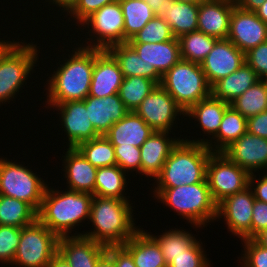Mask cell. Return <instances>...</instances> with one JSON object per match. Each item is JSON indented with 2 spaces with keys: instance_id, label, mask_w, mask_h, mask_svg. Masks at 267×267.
<instances>
[{
  "instance_id": "6da1fadb",
  "label": "cell",
  "mask_w": 267,
  "mask_h": 267,
  "mask_svg": "<svg viewBox=\"0 0 267 267\" xmlns=\"http://www.w3.org/2000/svg\"><path fill=\"white\" fill-rule=\"evenodd\" d=\"M79 43H74L77 47H71L74 50L66 54L67 58L64 54L60 56L64 58L63 61L57 62V67L55 66L53 73H50L44 89L47 90L46 105L82 101L89 95L95 48L81 46Z\"/></svg>"
},
{
  "instance_id": "7a4b0ae2",
  "label": "cell",
  "mask_w": 267,
  "mask_h": 267,
  "mask_svg": "<svg viewBox=\"0 0 267 267\" xmlns=\"http://www.w3.org/2000/svg\"><path fill=\"white\" fill-rule=\"evenodd\" d=\"M132 204L130 200L93 196L88 221L93 229L75 231L74 236L93 239L106 247L124 244L140 229L135 226Z\"/></svg>"
},
{
  "instance_id": "3957f363",
  "label": "cell",
  "mask_w": 267,
  "mask_h": 267,
  "mask_svg": "<svg viewBox=\"0 0 267 267\" xmlns=\"http://www.w3.org/2000/svg\"><path fill=\"white\" fill-rule=\"evenodd\" d=\"M93 195L48 186L45 190L37 219L58 237L74 236L75 227L90 218Z\"/></svg>"
},
{
  "instance_id": "277c9868",
  "label": "cell",
  "mask_w": 267,
  "mask_h": 267,
  "mask_svg": "<svg viewBox=\"0 0 267 267\" xmlns=\"http://www.w3.org/2000/svg\"><path fill=\"white\" fill-rule=\"evenodd\" d=\"M153 196L158 201L176 212L186 223L193 228L207 227L210 222L216 221L217 204L212 199L207 180L175 188H152ZM208 223V224H207Z\"/></svg>"
},
{
  "instance_id": "5b68a950",
  "label": "cell",
  "mask_w": 267,
  "mask_h": 267,
  "mask_svg": "<svg viewBox=\"0 0 267 267\" xmlns=\"http://www.w3.org/2000/svg\"><path fill=\"white\" fill-rule=\"evenodd\" d=\"M212 153L205 144L189 142L182 138L171 151L161 173L155 178L153 188H175L203 182L206 179L207 162Z\"/></svg>"
},
{
  "instance_id": "8992f818",
  "label": "cell",
  "mask_w": 267,
  "mask_h": 267,
  "mask_svg": "<svg viewBox=\"0 0 267 267\" xmlns=\"http://www.w3.org/2000/svg\"><path fill=\"white\" fill-rule=\"evenodd\" d=\"M33 43L18 40L0 58V105L13 101L12 98L15 99L27 84L31 72L35 73L33 71L39 62L40 46Z\"/></svg>"
},
{
  "instance_id": "52a82bcc",
  "label": "cell",
  "mask_w": 267,
  "mask_h": 267,
  "mask_svg": "<svg viewBox=\"0 0 267 267\" xmlns=\"http://www.w3.org/2000/svg\"><path fill=\"white\" fill-rule=\"evenodd\" d=\"M160 85L184 112L211 95L201 65L182 59L162 76Z\"/></svg>"
},
{
  "instance_id": "ba28073f",
  "label": "cell",
  "mask_w": 267,
  "mask_h": 267,
  "mask_svg": "<svg viewBox=\"0 0 267 267\" xmlns=\"http://www.w3.org/2000/svg\"><path fill=\"white\" fill-rule=\"evenodd\" d=\"M0 156V194L30 204L37 212L47 188V181L39 174L16 162Z\"/></svg>"
},
{
  "instance_id": "9c48e42d",
  "label": "cell",
  "mask_w": 267,
  "mask_h": 267,
  "mask_svg": "<svg viewBox=\"0 0 267 267\" xmlns=\"http://www.w3.org/2000/svg\"><path fill=\"white\" fill-rule=\"evenodd\" d=\"M77 29L83 34L85 29V33L89 34H85V40L79 44L81 46L108 49L112 45L124 43V16L119 0L104 5Z\"/></svg>"
},
{
  "instance_id": "30bf717a",
  "label": "cell",
  "mask_w": 267,
  "mask_h": 267,
  "mask_svg": "<svg viewBox=\"0 0 267 267\" xmlns=\"http://www.w3.org/2000/svg\"><path fill=\"white\" fill-rule=\"evenodd\" d=\"M59 237L38 219L21 228V237L12 262L18 267H47L58 252Z\"/></svg>"
},
{
  "instance_id": "8fae6325",
  "label": "cell",
  "mask_w": 267,
  "mask_h": 267,
  "mask_svg": "<svg viewBox=\"0 0 267 267\" xmlns=\"http://www.w3.org/2000/svg\"><path fill=\"white\" fill-rule=\"evenodd\" d=\"M250 174L222 152H213L207 162L206 180L216 204L249 186Z\"/></svg>"
},
{
  "instance_id": "7c38bea8",
  "label": "cell",
  "mask_w": 267,
  "mask_h": 267,
  "mask_svg": "<svg viewBox=\"0 0 267 267\" xmlns=\"http://www.w3.org/2000/svg\"><path fill=\"white\" fill-rule=\"evenodd\" d=\"M154 131H168L173 133L177 127L179 116L184 118L185 112L177 105L174 98L160 85L146 96L134 111ZM177 126H176V125Z\"/></svg>"
},
{
  "instance_id": "4fadbf2b",
  "label": "cell",
  "mask_w": 267,
  "mask_h": 267,
  "mask_svg": "<svg viewBox=\"0 0 267 267\" xmlns=\"http://www.w3.org/2000/svg\"><path fill=\"white\" fill-rule=\"evenodd\" d=\"M255 198L248 186L217 204L216 220L223 217L229 232L242 239H251L252 210Z\"/></svg>"
},
{
  "instance_id": "5bb4252c",
  "label": "cell",
  "mask_w": 267,
  "mask_h": 267,
  "mask_svg": "<svg viewBox=\"0 0 267 267\" xmlns=\"http://www.w3.org/2000/svg\"><path fill=\"white\" fill-rule=\"evenodd\" d=\"M46 108H53L59 115L58 121L61 123L62 131L66 133L67 147L75 148L84 141L91 140L100 136L91 121L89 120L88 110H86L85 100L68 101L57 105H46Z\"/></svg>"
},
{
  "instance_id": "9a60e30c",
  "label": "cell",
  "mask_w": 267,
  "mask_h": 267,
  "mask_svg": "<svg viewBox=\"0 0 267 267\" xmlns=\"http://www.w3.org/2000/svg\"><path fill=\"white\" fill-rule=\"evenodd\" d=\"M145 63L146 78L160 84L162 76L180 59L178 38L161 43H128Z\"/></svg>"
},
{
  "instance_id": "2e32d148",
  "label": "cell",
  "mask_w": 267,
  "mask_h": 267,
  "mask_svg": "<svg viewBox=\"0 0 267 267\" xmlns=\"http://www.w3.org/2000/svg\"><path fill=\"white\" fill-rule=\"evenodd\" d=\"M244 54L267 41V24L252 11L233 8L227 37Z\"/></svg>"
},
{
  "instance_id": "e0dca14e",
  "label": "cell",
  "mask_w": 267,
  "mask_h": 267,
  "mask_svg": "<svg viewBox=\"0 0 267 267\" xmlns=\"http://www.w3.org/2000/svg\"><path fill=\"white\" fill-rule=\"evenodd\" d=\"M222 153L249 174L267 172V139L248 131L233 141ZM260 170V171H259Z\"/></svg>"
},
{
  "instance_id": "ac0fdd59",
  "label": "cell",
  "mask_w": 267,
  "mask_h": 267,
  "mask_svg": "<svg viewBox=\"0 0 267 267\" xmlns=\"http://www.w3.org/2000/svg\"><path fill=\"white\" fill-rule=\"evenodd\" d=\"M244 62L245 54L230 40L218 39L200 65L212 87L218 80L238 70Z\"/></svg>"
},
{
  "instance_id": "d6986e66",
  "label": "cell",
  "mask_w": 267,
  "mask_h": 267,
  "mask_svg": "<svg viewBox=\"0 0 267 267\" xmlns=\"http://www.w3.org/2000/svg\"><path fill=\"white\" fill-rule=\"evenodd\" d=\"M124 76L107 49L95 48V62L88 96L107 97L119 92Z\"/></svg>"
},
{
  "instance_id": "ffe728a7",
  "label": "cell",
  "mask_w": 267,
  "mask_h": 267,
  "mask_svg": "<svg viewBox=\"0 0 267 267\" xmlns=\"http://www.w3.org/2000/svg\"><path fill=\"white\" fill-rule=\"evenodd\" d=\"M168 131H154L140 147L141 175L151 180L161 173L164 163L173 148L181 140L180 137L169 136Z\"/></svg>"
},
{
  "instance_id": "44dd1931",
  "label": "cell",
  "mask_w": 267,
  "mask_h": 267,
  "mask_svg": "<svg viewBox=\"0 0 267 267\" xmlns=\"http://www.w3.org/2000/svg\"><path fill=\"white\" fill-rule=\"evenodd\" d=\"M234 0H204L199 3L198 27L202 33L227 39Z\"/></svg>"
},
{
  "instance_id": "7402d4cb",
  "label": "cell",
  "mask_w": 267,
  "mask_h": 267,
  "mask_svg": "<svg viewBox=\"0 0 267 267\" xmlns=\"http://www.w3.org/2000/svg\"><path fill=\"white\" fill-rule=\"evenodd\" d=\"M107 247L84 236H63L58 239V252L71 267H96Z\"/></svg>"
},
{
  "instance_id": "603a6c76",
  "label": "cell",
  "mask_w": 267,
  "mask_h": 267,
  "mask_svg": "<svg viewBox=\"0 0 267 267\" xmlns=\"http://www.w3.org/2000/svg\"><path fill=\"white\" fill-rule=\"evenodd\" d=\"M63 157L62 171L66 179V189L94 194L97 168L76 148H67Z\"/></svg>"
},
{
  "instance_id": "cb8c5ba5",
  "label": "cell",
  "mask_w": 267,
  "mask_h": 267,
  "mask_svg": "<svg viewBox=\"0 0 267 267\" xmlns=\"http://www.w3.org/2000/svg\"><path fill=\"white\" fill-rule=\"evenodd\" d=\"M84 100L88 118L99 135H105L129 112L118 93L103 98L87 96Z\"/></svg>"
},
{
  "instance_id": "d4e9b609",
  "label": "cell",
  "mask_w": 267,
  "mask_h": 267,
  "mask_svg": "<svg viewBox=\"0 0 267 267\" xmlns=\"http://www.w3.org/2000/svg\"><path fill=\"white\" fill-rule=\"evenodd\" d=\"M154 130L134 111H129L123 119L114 123L104 135L113 146L140 148Z\"/></svg>"
},
{
  "instance_id": "484cf974",
  "label": "cell",
  "mask_w": 267,
  "mask_h": 267,
  "mask_svg": "<svg viewBox=\"0 0 267 267\" xmlns=\"http://www.w3.org/2000/svg\"><path fill=\"white\" fill-rule=\"evenodd\" d=\"M247 132V119L231 105H229L224 112V116L220 123L218 133L209 139H188L186 141L205 144L212 152H222L233 141L238 140L243 134ZM187 138V139H186Z\"/></svg>"
},
{
  "instance_id": "4316f807",
  "label": "cell",
  "mask_w": 267,
  "mask_h": 267,
  "mask_svg": "<svg viewBox=\"0 0 267 267\" xmlns=\"http://www.w3.org/2000/svg\"><path fill=\"white\" fill-rule=\"evenodd\" d=\"M122 246L131 254L136 267H167L159 245L143 228Z\"/></svg>"
},
{
  "instance_id": "83f0119b",
  "label": "cell",
  "mask_w": 267,
  "mask_h": 267,
  "mask_svg": "<svg viewBox=\"0 0 267 267\" xmlns=\"http://www.w3.org/2000/svg\"><path fill=\"white\" fill-rule=\"evenodd\" d=\"M229 105L210 95L208 98L190 107L185 112L184 117L189 118V120L192 118L195 123L198 122L196 125L200 126L199 128L202 130V133L211 139L218 133L225 109Z\"/></svg>"
},
{
  "instance_id": "f1b7e54d",
  "label": "cell",
  "mask_w": 267,
  "mask_h": 267,
  "mask_svg": "<svg viewBox=\"0 0 267 267\" xmlns=\"http://www.w3.org/2000/svg\"><path fill=\"white\" fill-rule=\"evenodd\" d=\"M259 80L256 72L244 62L238 70L218 80L211 87V95L230 104Z\"/></svg>"
},
{
  "instance_id": "f546056e",
  "label": "cell",
  "mask_w": 267,
  "mask_h": 267,
  "mask_svg": "<svg viewBox=\"0 0 267 267\" xmlns=\"http://www.w3.org/2000/svg\"><path fill=\"white\" fill-rule=\"evenodd\" d=\"M199 3L168 2L161 16L170 26L175 38L197 30Z\"/></svg>"
},
{
  "instance_id": "4dcf8cb0",
  "label": "cell",
  "mask_w": 267,
  "mask_h": 267,
  "mask_svg": "<svg viewBox=\"0 0 267 267\" xmlns=\"http://www.w3.org/2000/svg\"><path fill=\"white\" fill-rule=\"evenodd\" d=\"M126 174L118 165L97 168L93 196L129 200L125 192L128 189Z\"/></svg>"
},
{
  "instance_id": "1f68e13d",
  "label": "cell",
  "mask_w": 267,
  "mask_h": 267,
  "mask_svg": "<svg viewBox=\"0 0 267 267\" xmlns=\"http://www.w3.org/2000/svg\"><path fill=\"white\" fill-rule=\"evenodd\" d=\"M183 229L171 228L157 236L147 232L159 245L167 265L174 257L187 253L198 242L195 235Z\"/></svg>"
},
{
  "instance_id": "d6a6232c",
  "label": "cell",
  "mask_w": 267,
  "mask_h": 267,
  "mask_svg": "<svg viewBox=\"0 0 267 267\" xmlns=\"http://www.w3.org/2000/svg\"><path fill=\"white\" fill-rule=\"evenodd\" d=\"M37 220V211L28 203L0 194V225L25 227Z\"/></svg>"
},
{
  "instance_id": "836d02e7",
  "label": "cell",
  "mask_w": 267,
  "mask_h": 267,
  "mask_svg": "<svg viewBox=\"0 0 267 267\" xmlns=\"http://www.w3.org/2000/svg\"><path fill=\"white\" fill-rule=\"evenodd\" d=\"M119 2L124 16V43H127L155 17V14L146 1L119 0Z\"/></svg>"
},
{
  "instance_id": "e575fe53",
  "label": "cell",
  "mask_w": 267,
  "mask_h": 267,
  "mask_svg": "<svg viewBox=\"0 0 267 267\" xmlns=\"http://www.w3.org/2000/svg\"><path fill=\"white\" fill-rule=\"evenodd\" d=\"M178 40L181 59L200 64L218 39L196 30L181 35Z\"/></svg>"
},
{
  "instance_id": "d590c367",
  "label": "cell",
  "mask_w": 267,
  "mask_h": 267,
  "mask_svg": "<svg viewBox=\"0 0 267 267\" xmlns=\"http://www.w3.org/2000/svg\"><path fill=\"white\" fill-rule=\"evenodd\" d=\"M75 148L96 168L116 165L114 146L104 135L81 142Z\"/></svg>"
},
{
  "instance_id": "8d00e7d4",
  "label": "cell",
  "mask_w": 267,
  "mask_h": 267,
  "mask_svg": "<svg viewBox=\"0 0 267 267\" xmlns=\"http://www.w3.org/2000/svg\"><path fill=\"white\" fill-rule=\"evenodd\" d=\"M246 119L267 111V86L260 79L230 103Z\"/></svg>"
},
{
  "instance_id": "74e56055",
  "label": "cell",
  "mask_w": 267,
  "mask_h": 267,
  "mask_svg": "<svg viewBox=\"0 0 267 267\" xmlns=\"http://www.w3.org/2000/svg\"><path fill=\"white\" fill-rule=\"evenodd\" d=\"M156 85L157 83L154 80L146 77H124L118 94L126 109L128 111H135Z\"/></svg>"
},
{
  "instance_id": "f35d334b",
  "label": "cell",
  "mask_w": 267,
  "mask_h": 267,
  "mask_svg": "<svg viewBox=\"0 0 267 267\" xmlns=\"http://www.w3.org/2000/svg\"><path fill=\"white\" fill-rule=\"evenodd\" d=\"M107 50L117 60L124 77H146L145 63L128 43L115 44Z\"/></svg>"
},
{
  "instance_id": "ab89813d",
  "label": "cell",
  "mask_w": 267,
  "mask_h": 267,
  "mask_svg": "<svg viewBox=\"0 0 267 267\" xmlns=\"http://www.w3.org/2000/svg\"><path fill=\"white\" fill-rule=\"evenodd\" d=\"M174 38L170 26L160 16H155L127 43H161Z\"/></svg>"
},
{
  "instance_id": "60d3db41",
  "label": "cell",
  "mask_w": 267,
  "mask_h": 267,
  "mask_svg": "<svg viewBox=\"0 0 267 267\" xmlns=\"http://www.w3.org/2000/svg\"><path fill=\"white\" fill-rule=\"evenodd\" d=\"M21 237V228L0 225V262L12 265Z\"/></svg>"
},
{
  "instance_id": "b9f144b4",
  "label": "cell",
  "mask_w": 267,
  "mask_h": 267,
  "mask_svg": "<svg viewBox=\"0 0 267 267\" xmlns=\"http://www.w3.org/2000/svg\"><path fill=\"white\" fill-rule=\"evenodd\" d=\"M116 165L127 174L136 171L141 176V151L140 148L130 146H114Z\"/></svg>"
},
{
  "instance_id": "7bdbcfd3",
  "label": "cell",
  "mask_w": 267,
  "mask_h": 267,
  "mask_svg": "<svg viewBox=\"0 0 267 267\" xmlns=\"http://www.w3.org/2000/svg\"><path fill=\"white\" fill-rule=\"evenodd\" d=\"M203 246L199 240L187 253L174 257L167 267H211Z\"/></svg>"
},
{
  "instance_id": "ee69618b",
  "label": "cell",
  "mask_w": 267,
  "mask_h": 267,
  "mask_svg": "<svg viewBox=\"0 0 267 267\" xmlns=\"http://www.w3.org/2000/svg\"><path fill=\"white\" fill-rule=\"evenodd\" d=\"M241 243L244 246L239 260L242 267H267V248L254 239H242Z\"/></svg>"
},
{
  "instance_id": "f6af8a7d",
  "label": "cell",
  "mask_w": 267,
  "mask_h": 267,
  "mask_svg": "<svg viewBox=\"0 0 267 267\" xmlns=\"http://www.w3.org/2000/svg\"><path fill=\"white\" fill-rule=\"evenodd\" d=\"M116 0H78L75 7L67 14L71 16L73 22L78 26L90 17L94 12L102 8L104 5L113 3Z\"/></svg>"
},
{
  "instance_id": "bcb514c9",
  "label": "cell",
  "mask_w": 267,
  "mask_h": 267,
  "mask_svg": "<svg viewBox=\"0 0 267 267\" xmlns=\"http://www.w3.org/2000/svg\"><path fill=\"white\" fill-rule=\"evenodd\" d=\"M245 62L256 72L259 79L267 77V41L246 52Z\"/></svg>"
},
{
  "instance_id": "7dc6e473",
  "label": "cell",
  "mask_w": 267,
  "mask_h": 267,
  "mask_svg": "<svg viewBox=\"0 0 267 267\" xmlns=\"http://www.w3.org/2000/svg\"><path fill=\"white\" fill-rule=\"evenodd\" d=\"M267 229V203L255 199L252 210L251 239Z\"/></svg>"
},
{
  "instance_id": "c3c4849f",
  "label": "cell",
  "mask_w": 267,
  "mask_h": 267,
  "mask_svg": "<svg viewBox=\"0 0 267 267\" xmlns=\"http://www.w3.org/2000/svg\"><path fill=\"white\" fill-rule=\"evenodd\" d=\"M262 174L263 176L255 175V173L250 174L249 187L253 191L256 200L267 203V172ZM257 175L259 178H256Z\"/></svg>"
},
{
  "instance_id": "681fc988",
  "label": "cell",
  "mask_w": 267,
  "mask_h": 267,
  "mask_svg": "<svg viewBox=\"0 0 267 267\" xmlns=\"http://www.w3.org/2000/svg\"><path fill=\"white\" fill-rule=\"evenodd\" d=\"M247 131L253 135L267 139V111L248 118Z\"/></svg>"
},
{
  "instance_id": "f907efd6",
  "label": "cell",
  "mask_w": 267,
  "mask_h": 267,
  "mask_svg": "<svg viewBox=\"0 0 267 267\" xmlns=\"http://www.w3.org/2000/svg\"><path fill=\"white\" fill-rule=\"evenodd\" d=\"M106 252L113 258L116 267H136L131 254L122 246H108Z\"/></svg>"
},
{
  "instance_id": "816d5d0a",
  "label": "cell",
  "mask_w": 267,
  "mask_h": 267,
  "mask_svg": "<svg viewBox=\"0 0 267 267\" xmlns=\"http://www.w3.org/2000/svg\"><path fill=\"white\" fill-rule=\"evenodd\" d=\"M45 2H48L46 4H50L51 6L54 4L62 14L66 12L65 14L67 15L75 7L78 0H45Z\"/></svg>"
},
{
  "instance_id": "f5cc1de1",
  "label": "cell",
  "mask_w": 267,
  "mask_h": 267,
  "mask_svg": "<svg viewBox=\"0 0 267 267\" xmlns=\"http://www.w3.org/2000/svg\"><path fill=\"white\" fill-rule=\"evenodd\" d=\"M235 5L240 9L246 11L254 12L258 7H260L265 0H234Z\"/></svg>"
},
{
  "instance_id": "db71d44e",
  "label": "cell",
  "mask_w": 267,
  "mask_h": 267,
  "mask_svg": "<svg viewBox=\"0 0 267 267\" xmlns=\"http://www.w3.org/2000/svg\"><path fill=\"white\" fill-rule=\"evenodd\" d=\"M170 1L171 0H146V3L150 6L155 16L161 17L164 13V9Z\"/></svg>"
},
{
  "instance_id": "11a10c76",
  "label": "cell",
  "mask_w": 267,
  "mask_h": 267,
  "mask_svg": "<svg viewBox=\"0 0 267 267\" xmlns=\"http://www.w3.org/2000/svg\"><path fill=\"white\" fill-rule=\"evenodd\" d=\"M47 267H71L67 260L57 252L48 263Z\"/></svg>"
},
{
  "instance_id": "9f6ffc18",
  "label": "cell",
  "mask_w": 267,
  "mask_h": 267,
  "mask_svg": "<svg viewBox=\"0 0 267 267\" xmlns=\"http://www.w3.org/2000/svg\"><path fill=\"white\" fill-rule=\"evenodd\" d=\"M96 267H116L113 258L106 252L98 261Z\"/></svg>"
},
{
  "instance_id": "6f0895ef",
  "label": "cell",
  "mask_w": 267,
  "mask_h": 267,
  "mask_svg": "<svg viewBox=\"0 0 267 267\" xmlns=\"http://www.w3.org/2000/svg\"><path fill=\"white\" fill-rule=\"evenodd\" d=\"M254 12L264 23L267 24V0H265V2Z\"/></svg>"
},
{
  "instance_id": "680465c9",
  "label": "cell",
  "mask_w": 267,
  "mask_h": 267,
  "mask_svg": "<svg viewBox=\"0 0 267 267\" xmlns=\"http://www.w3.org/2000/svg\"><path fill=\"white\" fill-rule=\"evenodd\" d=\"M253 239L262 247L267 248V229L258 233Z\"/></svg>"
},
{
  "instance_id": "91938a15",
  "label": "cell",
  "mask_w": 267,
  "mask_h": 267,
  "mask_svg": "<svg viewBox=\"0 0 267 267\" xmlns=\"http://www.w3.org/2000/svg\"><path fill=\"white\" fill-rule=\"evenodd\" d=\"M2 39L0 38V58L16 42L13 39L11 41L10 40L8 41V39L5 40L4 38Z\"/></svg>"
},
{
  "instance_id": "94428289",
  "label": "cell",
  "mask_w": 267,
  "mask_h": 267,
  "mask_svg": "<svg viewBox=\"0 0 267 267\" xmlns=\"http://www.w3.org/2000/svg\"><path fill=\"white\" fill-rule=\"evenodd\" d=\"M176 2H190V3H200L204 0H175Z\"/></svg>"
},
{
  "instance_id": "6125c7cd",
  "label": "cell",
  "mask_w": 267,
  "mask_h": 267,
  "mask_svg": "<svg viewBox=\"0 0 267 267\" xmlns=\"http://www.w3.org/2000/svg\"><path fill=\"white\" fill-rule=\"evenodd\" d=\"M263 81L265 82V84H266V86H267V77H265V78L263 79Z\"/></svg>"
}]
</instances>
